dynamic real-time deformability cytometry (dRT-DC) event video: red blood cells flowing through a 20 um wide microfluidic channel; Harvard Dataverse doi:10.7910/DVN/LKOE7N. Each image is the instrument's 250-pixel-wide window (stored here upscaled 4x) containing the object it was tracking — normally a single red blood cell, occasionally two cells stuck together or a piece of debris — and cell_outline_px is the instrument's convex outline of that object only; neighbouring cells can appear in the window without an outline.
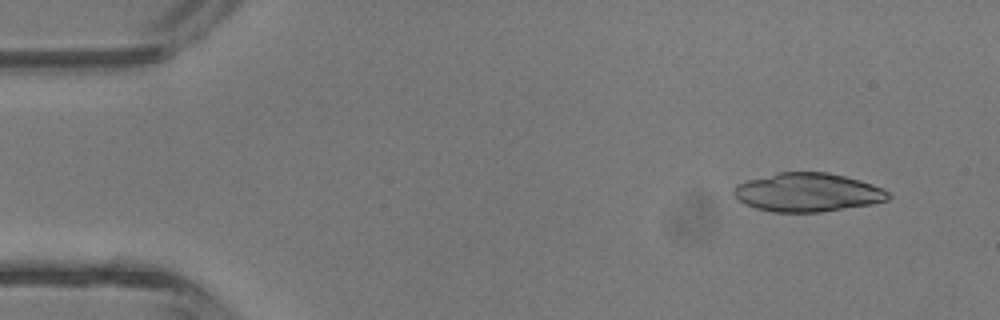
{"species": "common noctule bat (a hibernating species)", "species_latin": "Nyctalus noctula", "temperature_condition": "room temperature", "stored_images_in_passage": 4, "camera_frame_rate_fps": 3000, "um_per_image_px": 0.085, "animal": {"sex": "male", "body_mass_g": 13.3}, "frame": {"image": 1, "passage_image": 1, "time_ms": 0.0, "image_size_px": [1000, 320], "cell_outline_px": [[892, 196], [888, 200], [872, 204], [820, 212], [772, 212], [756, 208], [744, 204], [736, 200], [732, 192], [736, 184], [748, 180], [780, 172], [828, 172], [860, 180], [872, 184], [888, 192]], "centroid_in_image_um": [68.62, 16.36], "position_along_channel_um": 16.4, "area_um2": 34.85}}